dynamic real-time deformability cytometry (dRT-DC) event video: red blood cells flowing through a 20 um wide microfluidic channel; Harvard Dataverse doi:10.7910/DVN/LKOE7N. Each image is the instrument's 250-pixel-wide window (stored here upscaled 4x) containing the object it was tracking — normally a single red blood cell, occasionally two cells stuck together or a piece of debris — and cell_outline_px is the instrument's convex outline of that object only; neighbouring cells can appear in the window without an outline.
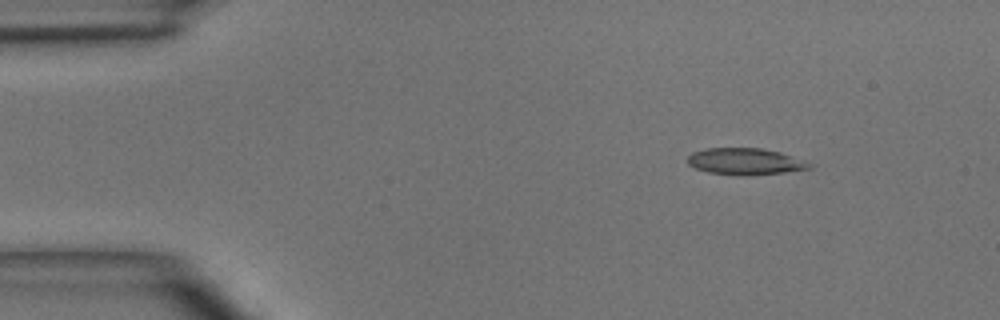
{"species": "common noctule bat (a hibernating species)", "species_latin": "Nyctalus noctula", "temperature_condition": "room temperature", "stored_images_in_passage": 3, "camera_frame_rate_fps": 3000, "um_per_image_px": 0.085, "animal": {"sex": "male", "body_mass_g": 15.6}, "frame": {"image": 1, "passage_image": 1, "time_ms": 0.0, "image_size_px": [1000, 320], "cell_outline_px": [[816, 164], [812, 168], [784, 172], [748, 176], [736, 176], [708, 172], [696, 168], [688, 164], [688, 156], [692, 152], [708, 148], [760, 148], [780, 152]], "centroid_in_image_um": [63.37, 13.73], "position_along_channel_um": 21.6, "area_um2": 19.07}}
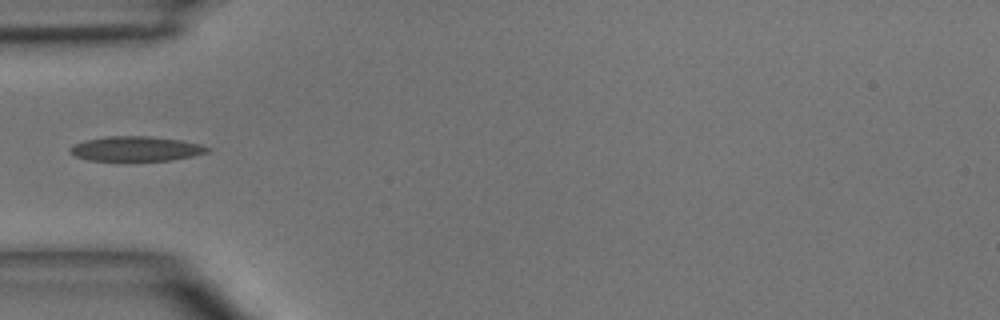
{"frame": {"image": 2, "passage_image": 3, "time_ms": 3.0, "image_size_px": [1000, 320], "cell_outline_px": [[212, 148], [208, 152], [192, 156], [172, 160], [88, 160], [76, 156], [68, 152], [68, 148], [84, 140], [108, 136], [148, 136], [180, 140], [200, 144]], "centroid_in_image_um": [11.56, 12.64], "position_along_channel_um": 73.4, "area_um2": 19.71}}